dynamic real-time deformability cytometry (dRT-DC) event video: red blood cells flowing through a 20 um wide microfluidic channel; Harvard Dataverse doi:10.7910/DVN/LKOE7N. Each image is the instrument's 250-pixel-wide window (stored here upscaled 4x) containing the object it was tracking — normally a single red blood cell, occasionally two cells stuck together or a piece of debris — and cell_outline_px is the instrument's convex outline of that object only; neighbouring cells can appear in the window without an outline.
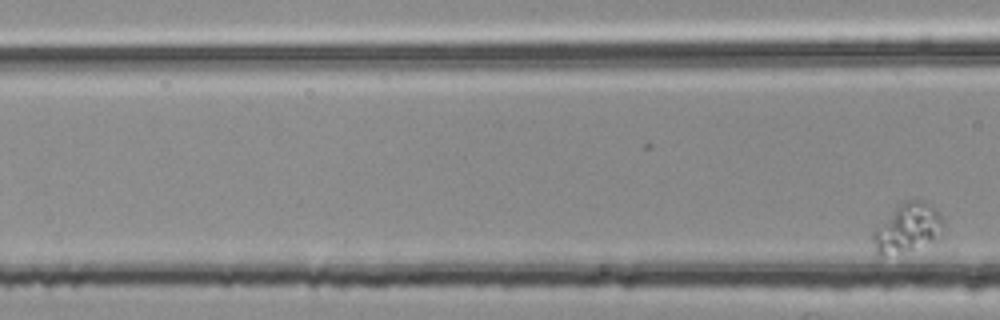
{"species": "common noctule bat (a hibernating species)", "species_latin": "Nyctalus noctula", "temperature_condition": "room temperature", "stored_images_in_passage": 4, "camera_frame_rate_fps": 3000, "um_per_image_px": 0.085, "animal": {"sex": "female", "body_mass_g": 25.1}, "frame": {"image": 1, "passage_image": 4, "time_ms": 1.0, "image_size_px": [1000, 320], "cell_outline_px": [[940, 224], [932, 236], [928, 240], [912, 248], [880, 256], [876, 252], [872, 240], [872, 232], [904, 200], [920, 200], [932, 208], [940, 216]], "centroid_in_image_um": [76.98, 19.35], "position_along_channel_um": 89.6, "area_um2": 18.09}}